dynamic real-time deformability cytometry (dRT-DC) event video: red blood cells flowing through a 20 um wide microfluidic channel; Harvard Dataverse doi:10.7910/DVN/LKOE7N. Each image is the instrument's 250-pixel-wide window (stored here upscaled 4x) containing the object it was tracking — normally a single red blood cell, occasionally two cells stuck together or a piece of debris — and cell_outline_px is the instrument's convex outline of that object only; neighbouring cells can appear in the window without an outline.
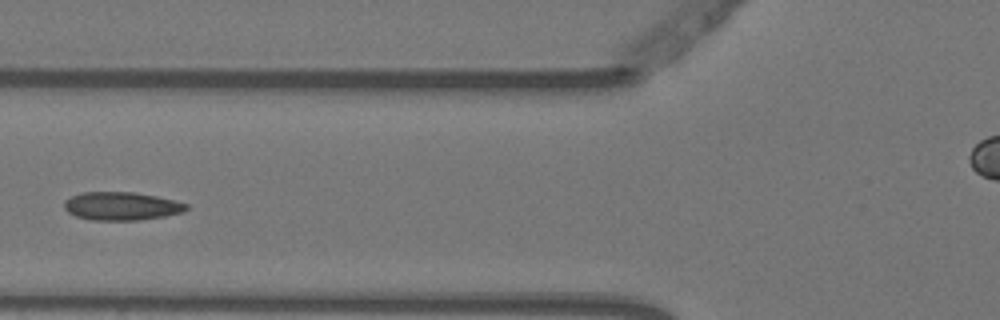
{"species": "Egyptian fruit bat (a non-hibernating species)", "species_latin": "Rousettus aegyptiacus", "temperature_condition": "warm", "stored_images_in_passage": 7, "segment_of_instrument_passage": [1, 2], "camera_frame_rate_fps": 3000, "um_per_image_px": 0.085, "animal": {"sex": "female"}, "frame": {"image": 1, "passage_image": 6, "time_ms": 1.667, "image_size_px": [1000, 320], "cell_outline_px": [[188, 208], [184, 212], [164, 216], [136, 220], [92, 220], [76, 216], [68, 212], [64, 208], [64, 200], [80, 192], [136, 192], [156, 196], [188, 204]], "centroid_in_image_um": [10.31, 17.51], "position_along_channel_um": 115.5, "area_um2": 20.06}}